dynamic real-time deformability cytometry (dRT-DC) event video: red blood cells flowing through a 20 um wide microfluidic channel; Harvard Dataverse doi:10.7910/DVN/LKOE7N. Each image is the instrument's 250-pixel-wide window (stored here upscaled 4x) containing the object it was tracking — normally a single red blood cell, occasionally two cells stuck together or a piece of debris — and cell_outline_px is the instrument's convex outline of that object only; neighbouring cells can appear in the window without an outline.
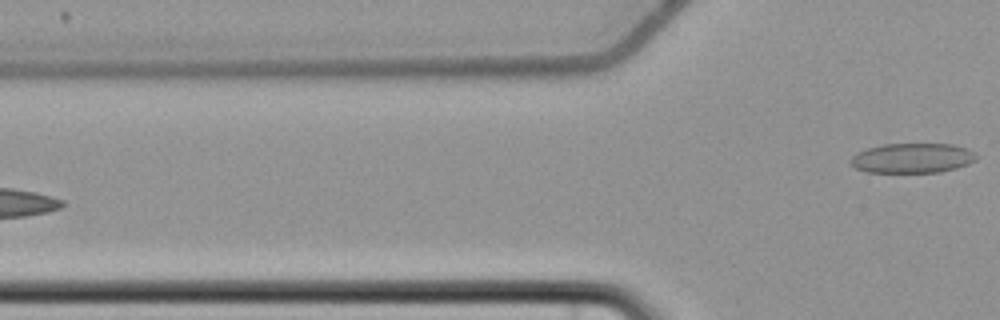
{"species": "common noctule bat (a hibernating species)", "species_latin": "Nyctalus noctula", "temperature_condition": "cold", "stored_images_in_passage": 4, "camera_frame_rate_fps": 3000, "um_per_image_px": 0.085, "animal": {"sex": "female", "body_mass_g": 22.7, "forearm_length_mm": 54.2}, "frame": {"image": 1, "passage_image": 4, "time_ms": 3.667, "image_size_px": [1000, 320], "cell_outline_px": [[980, 156], [976, 160], [968, 164], [956, 168], [940, 172], [864, 172], [856, 168], [852, 164], [852, 156], [856, 152], [868, 148], [884, 144], [952, 144], [968, 148], [976, 152]], "centroid_in_image_um": [77.61, 13.43], "position_along_channel_um": 48.2, "area_um2": 21.96}}